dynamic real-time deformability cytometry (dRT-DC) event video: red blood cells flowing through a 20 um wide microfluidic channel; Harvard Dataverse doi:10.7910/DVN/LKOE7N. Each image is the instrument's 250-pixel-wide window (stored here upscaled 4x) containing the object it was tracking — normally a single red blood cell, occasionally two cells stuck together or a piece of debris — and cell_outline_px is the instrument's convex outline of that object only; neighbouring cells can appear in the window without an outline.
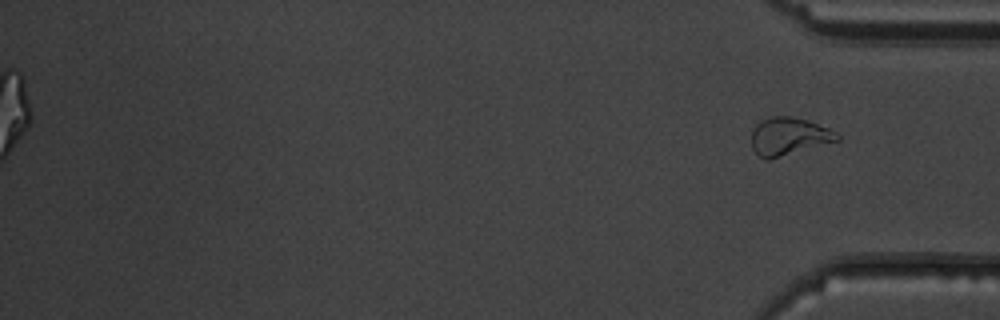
{"species": "common noctule bat (a hibernating species)", "species_latin": "Nyctalus noctula", "temperature_condition": "warm", "stored_images_in_passage": 52, "segment_of_instrument_passage": [2, 2], "camera_frame_rate_fps": 3000, "um_per_image_px": 0.085, "animal": {"sex": "male", "body_mass_g": 19.5, "forearm_length_mm": 54.6}, "frame": {"image": 1, "passage_image": 52, "time_ms": 17.0, "image_size_px": [1000, 320], "cell_outline_px": [[840, 140], [768, 160], [764, 160], [752, 148], [752, 132], [756, 124], [772, 116], [792, 116], [808, 120], [828, 128], [836, 132], [840, 136]], "centroid_in_image_um": [67.06, 11.59], "position_along_channel_um": 368.1, "area_um2": 18.73}}